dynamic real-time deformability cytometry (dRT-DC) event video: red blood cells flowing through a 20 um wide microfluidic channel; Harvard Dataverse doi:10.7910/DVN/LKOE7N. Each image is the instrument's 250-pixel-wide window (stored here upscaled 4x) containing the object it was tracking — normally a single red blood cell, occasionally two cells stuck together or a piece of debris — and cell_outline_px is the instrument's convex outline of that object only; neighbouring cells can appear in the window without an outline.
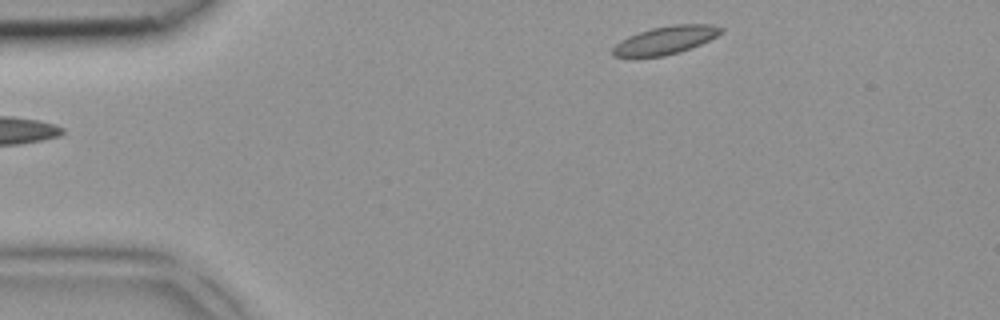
{"species": "common noctule bat (a hibernating species)", "species_latin": "Nyctalus noctula", "temperature_condition": "room temperature", "stored_images_in_passage": 2, "camera_frame_rate_fps": 3000, "um_per_image_px": 0.085, "animal": {"sex": "female", "body_mass_g": 18.4}, "frame": {"image": 1, "passage_image": 1, "time_ms": 0.0, "image_size_px": [1000, 320], "cell_outline_px": [[724, 32], [700, 44], [680, 52], [664, 56], [612, 56], [612, 48], [620, 40], [628, 36], [652, 28], [672, 24], [712, 24], [724, 28]], "centroid_in_image_um": [56.59, 3.4], "position_along_channel_um": 28.4, "area_um2": 17.57}}